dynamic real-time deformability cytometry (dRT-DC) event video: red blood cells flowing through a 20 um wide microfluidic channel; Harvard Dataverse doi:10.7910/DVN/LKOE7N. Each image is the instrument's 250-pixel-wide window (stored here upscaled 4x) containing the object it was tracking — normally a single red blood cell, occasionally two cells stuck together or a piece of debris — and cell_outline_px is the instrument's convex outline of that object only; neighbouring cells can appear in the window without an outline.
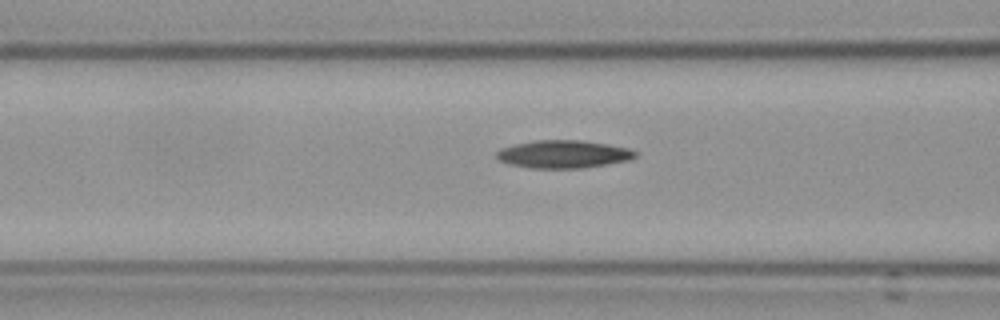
{"species": "Egyptian fruit bat (a non-hibernating species)", "species_latin": "Rousettus aegyptiacus", "temperature_condition": "cold", "stored_images_in_passage": 33, "camera_frame_rate_fps": 3000, "um_per_image_px": 0.085, "frame": {"image": 1, "passage_image": 6, "time_ms": 1.667, "image_size_px": [1000, 320], "cell_outline_px": [[636, 156], [628, 160], [580, 168], [532, 168], [512, 164], [500, 160], [496, 156], [496, 152], [500, 148], [532, 140], [584, 140], [608, 144], [628, 148], [636, 152]], "centroid_in_image_um": [47.87, 13.09], "position_along_channel_um": 118.7, "area_um2": 22.25}}